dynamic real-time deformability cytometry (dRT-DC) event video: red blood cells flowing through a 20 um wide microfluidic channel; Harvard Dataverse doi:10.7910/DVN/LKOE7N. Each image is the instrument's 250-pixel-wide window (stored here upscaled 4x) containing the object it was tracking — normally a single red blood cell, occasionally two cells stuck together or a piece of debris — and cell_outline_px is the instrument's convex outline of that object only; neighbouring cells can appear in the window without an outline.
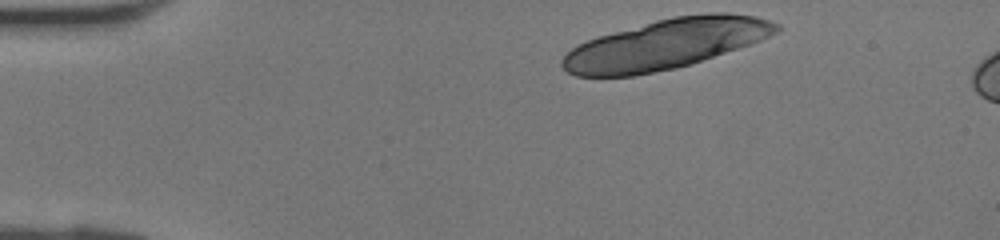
{"species": "human", "species_latin": "Homo sapiens", "temperature_condition": "room temperature", "stored_images_in_passage": 6, "camera_frame_rate_fps": 3000, "um_per_image_px": 0.085, "donor": {"sex": "female"}, "frame": {"image": 1, "passage_image": 1, "time_ms": 0.0, "image_size_px": [1000, 240], "cell_outline_px": [[780, 32], [752, 44], [676, 68], [632, 76], [576, 76], [568, 72], [560, 64], [560, 60], [576, 44], [600, 36], [656, 20], [672, 16], [708, 12], [728, 12], [756, 16], [780, 24]], "centroid_in_image_um": [56.63, 3.74], "position_along_channel_um": 28.4, "area_um2": 62.25}}